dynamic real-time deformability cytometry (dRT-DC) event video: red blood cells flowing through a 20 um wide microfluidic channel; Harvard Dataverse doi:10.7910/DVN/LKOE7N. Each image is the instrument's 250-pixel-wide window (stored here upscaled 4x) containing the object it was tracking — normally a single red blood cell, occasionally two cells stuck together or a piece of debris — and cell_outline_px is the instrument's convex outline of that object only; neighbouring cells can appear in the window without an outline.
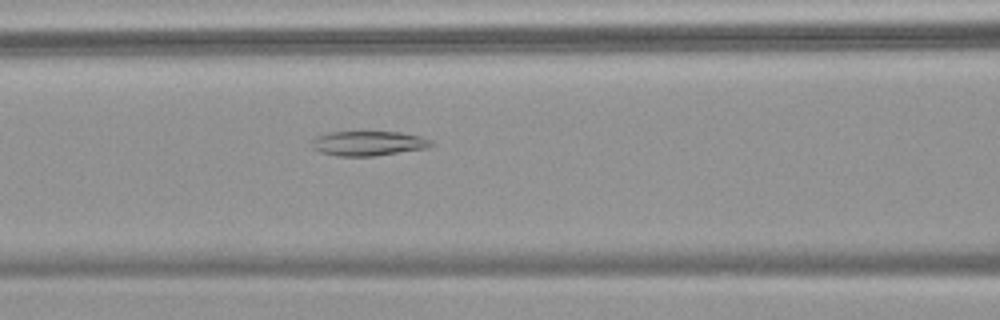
{"species": "common noctule bat (a hibernating species)", "species_latin": "Nyctalus noctula", "temperature_condition": "warm", "stored_images_in_passage": 58, "camera_frame_rate_fps": 3000, "um_per_image_px": 0.085, "animal": {"sex": "female", "body_mass_g": 18.4}, "frame": {"image": 1, "passage_image": 26, "time_ms": 8.333, "image_size_px": [1000, 320], "cell_outline_px": [[436, 144], [428, 148], [376, 156], [336, 156], [320, 152], [312, 148], [312, 140], [316, 136], [328, 132], [400, 132], [420, 136], [432, 140]], "centroid_in_image_um": [31.33, 12.19], "position_along_channel_um": 135.3, "area_um2": 17.4}}
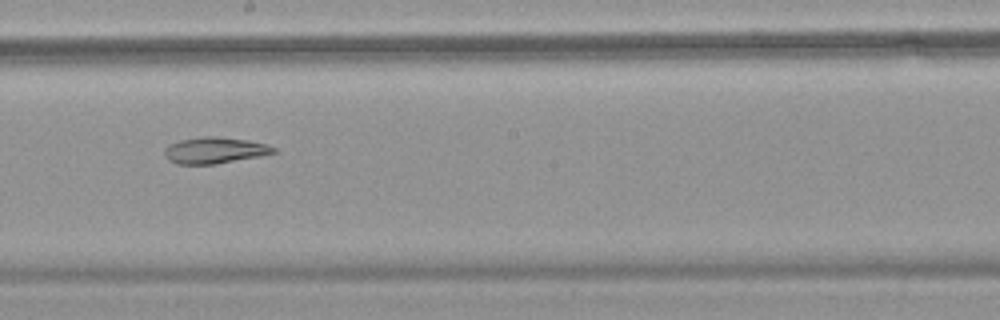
{"frame": {"image": 2, "passage_image": 34, "time_ms": 11.0, "image_size_px": [1000, 320], "cell_outline_px": [[280, 152], [260, 156], [216, 164], [176, 164], [168, 160], [164, 156], [164, 148], [168, 144], [180, 140], [204, 136], [216, 136], [248, 140], [268, 144], [276, 148]], "centroid_in_image_um": [18.26, 12.78], "position_along_channel_um": 229.9, "area_um2": 16.99}}
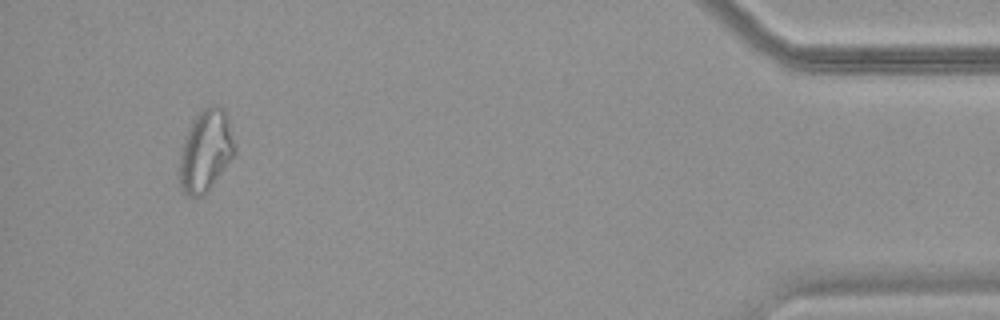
{"frame": {"image": 3, "passage_image": 55, "time_ms": 18.0, "image_size_px": [1000, 320], "cell_outline_px": [[236, 148], [232, 156], [208, 188], [200, 196], [188, 196], [184, 192], [180, 184], [180, 152], [184, 140], [192, 120], [196, 112], [212, 104], [220, 104], [224, 108], [228, 116]], "centroid_in_image_um": [17.48, 12.71], "position_along_channel_um": 417.7, "area_um2": 25.84}}